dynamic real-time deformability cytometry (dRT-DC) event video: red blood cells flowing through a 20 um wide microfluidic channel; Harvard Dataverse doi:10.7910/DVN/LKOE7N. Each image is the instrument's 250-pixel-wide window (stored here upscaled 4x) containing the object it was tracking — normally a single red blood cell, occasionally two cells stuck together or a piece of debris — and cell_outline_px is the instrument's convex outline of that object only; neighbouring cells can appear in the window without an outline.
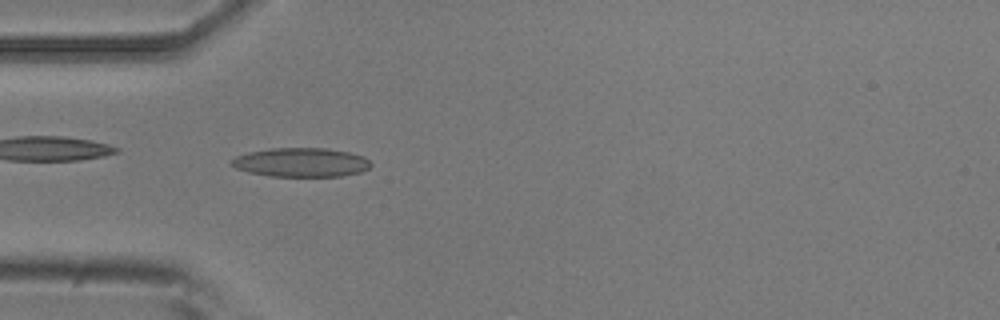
{"species": "common noctule bat (a hibernating species)", "species_latin": "Nyctalus noctula", "temperature_condition": "room temperature", "stored_images_in_passage": 40, "camera_frame_rate_fps": 3000, "um_per_image_px": 0.085, "animal": {"sex": "male", "body_mass_g": 20.5, "forearm_length_mm": 52.5}, "frame": {"image": 1, "passage_image": 6, "time_ms": 1.667, "image_size_px": [1000, 320], "cell_outline_px": [[372, 164], [368, 168], [360, 172], [340, 176], [272, 176], [248, 172], [236, 168], [228, 164], [228, 160], [236, 156], [248, 152], [272, 148], [328, 148], [348, 152], [364, 156]], "centroid_in_image_um": [25.55, 13.79], "position_along_channel_um": 59.5, "area_um2": 23.64}}
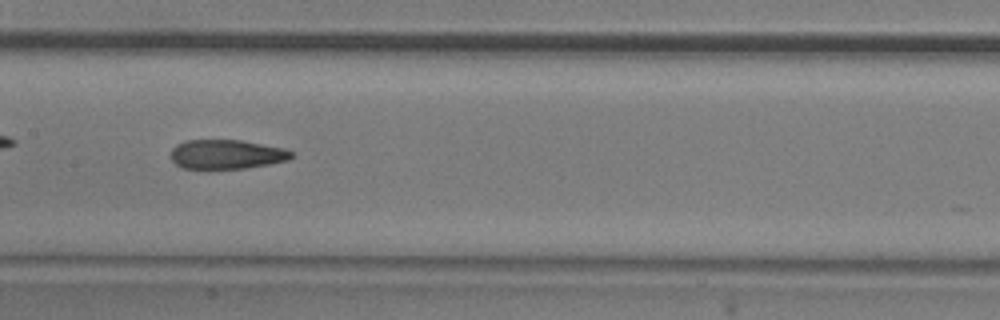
{"frame": {"image": 2, "passage_image": 16, "time_ms": 5.0, "image_size_px": [1000, 320], "cell_outline_px": [[296, 156], [288, 160], [268, 164], [244, 168], [180, 168], [172, 160], [172, 148], [176, 144], [188, 140], [240, 140], [284, 148], [296, 152]], "centroid_in_image_um": [19.3, 13.11], "position_along_channel_um": 188.1, "area_um2": 20.58}}
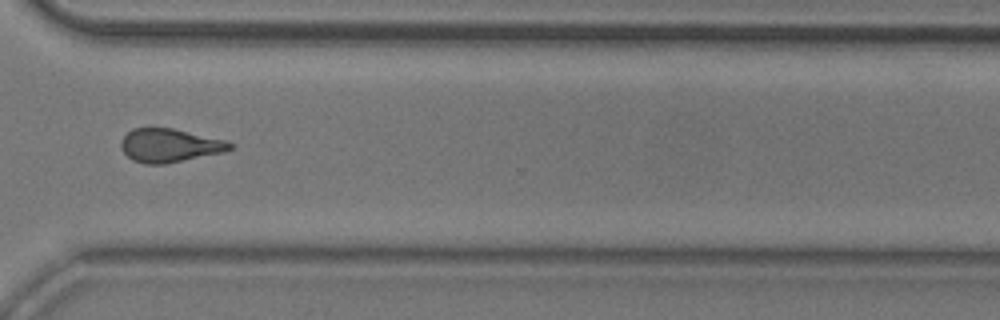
{"frame": {"image": 3, "passage_image": 29, "time_ms": 9.333, "image_size_px": [1000, 320], "cell_outline_px": [[236, 144], [232, 148], [224, 152], [164, 164], [144, 164], [132, 160], [120, 148], [120, 140], [132, 128], [172, 128], [224, 140]], "centroid_in_image_um": [14.39, 12.36], "position_along_channel_um": 356.2, "area_um2": 21.21}, "authors_computed_cell_mechanics": {"area_um2": 21.2993, "velocity_mm_per_s": 3.8919, "shape_relaxation_time_tau1_ms": 8.0348, "shape_relaxation_time_tau2_ms": 3.3951, "deformation_change_tau1": 0.1949, "deformation_change_tau2": 0.1124}}